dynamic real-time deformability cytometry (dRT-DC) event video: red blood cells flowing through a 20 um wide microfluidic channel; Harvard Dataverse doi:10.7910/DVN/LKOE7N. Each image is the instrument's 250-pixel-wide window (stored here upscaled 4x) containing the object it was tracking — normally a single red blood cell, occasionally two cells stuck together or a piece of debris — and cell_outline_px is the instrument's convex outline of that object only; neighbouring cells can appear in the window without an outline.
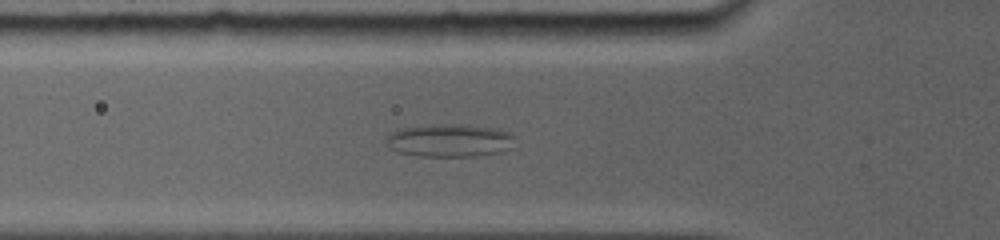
{"species": "common noctule bat (a hibernating species)", "species_latin": "Nyctalus noctula", "temperature_condition": "room temperature", "stored_images_in_passage": 17, "camera_frame_rate_fps": 5000, "um_per_image_px": 0.085, "animal": {"sex": "female", "body_mass_g": 19.0, "forearm_length_mm": 56.7}, "frame": {"image": 1, "passage_image": 10, "time_ms": 5.2, "image_size_px": [1000, 240], "cell_outline_px": [[516, 136], [512, 148], [500, 152], [476, 156], [416, 156], [400, 152], [392, 148], [388, 144], [388, 136], [392, 132], [404, 128], [440, 124], [464, 124], [492, 128], [512, 132]], "centroid_in_image_um": [38.32, 11.94], "position_along_channel_um": 87.5, "area_um2": 24.57}}
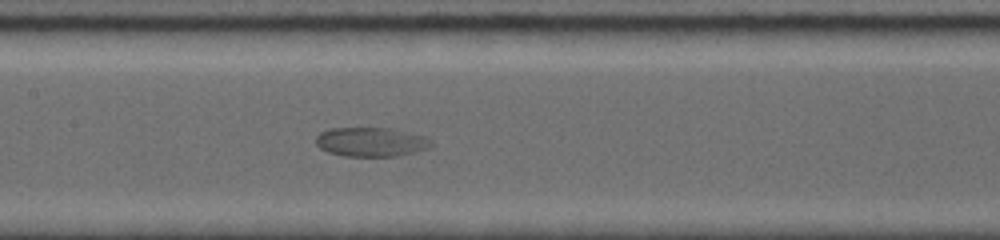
{"frame": {"image": 2, "passage_image": 15, "time_ms": 7.6, "image_size_px": [1000, 240], "cell_outline_px": [[432, 144], [428, 148], [416, 152], [396, 156], [344, 156], [328, 152], [320, 148], [316, 144], [316, 136], [320, 132], [332, 128], [388, 128], [428, 136], [432, 140]], "centroid_in_image_um": [31.56, 12.06], "position_along_channel_um": 175.8, "area_um2": 19.71}}
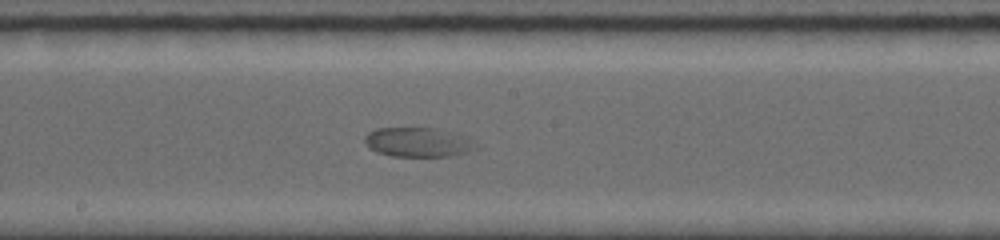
{"frame": {"image": 3, "passage_image": 17, "time_ms": 8.6, "image_size_px": [1000, 240], "cell_outline_px": [[480, 148], [468, 152], [452, 156], [392, 156], [376, 152], [368, 148], [364, 140], [364, 136], [368, 132], [376, 128], [436, 128], [472, 136], [480, 144]], "centroid_in_image_um": [35.65, 12.08], "position_along_channel_um": 212.6, "area_um2": 19.77}}